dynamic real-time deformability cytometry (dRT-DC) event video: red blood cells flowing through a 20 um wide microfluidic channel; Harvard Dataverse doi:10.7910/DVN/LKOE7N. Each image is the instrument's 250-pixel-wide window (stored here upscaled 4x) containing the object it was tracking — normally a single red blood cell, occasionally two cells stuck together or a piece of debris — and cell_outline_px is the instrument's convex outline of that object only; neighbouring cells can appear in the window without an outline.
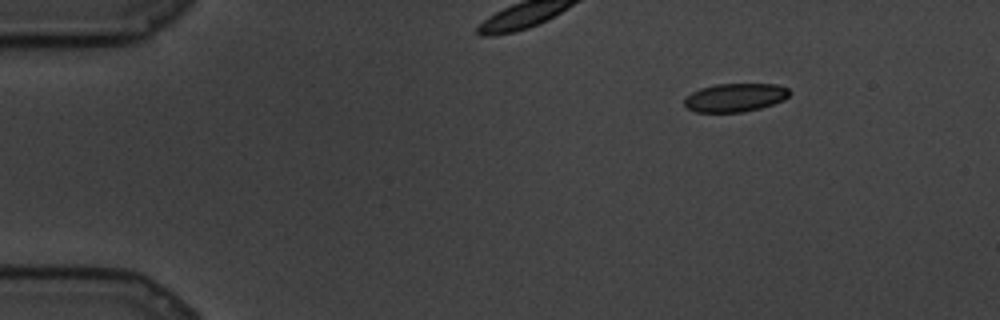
{"species": "common noctule bat (a hibernating species)", "species_latin": "Nyctalus noctula", "temperature_condition": "cold", "stored_images_in_passage": 71, "camera_frame_rate_fps": 3000, "um_per_image_px": 0.085, "animal": {"sex": "male", "body_mass_g": 19.5, "forearm_length_mm": 54.6}, "frame": {"image": 1, "passage_image": 1, "time_ms": 0.0, "image_size_px": [1000, 320], "cell_outline_px": [[792, 92], [784, 100], [760, 108], [744, 112], [696, 112], [688, 108], [684, 104], [684, 96], [700, 88], [716, 84], [776, 84], [788, 88]], "centroid_in_image_um": [62.48, 8.29], "position_along_channel_um": 22.5, "area_um2": 17.51}}
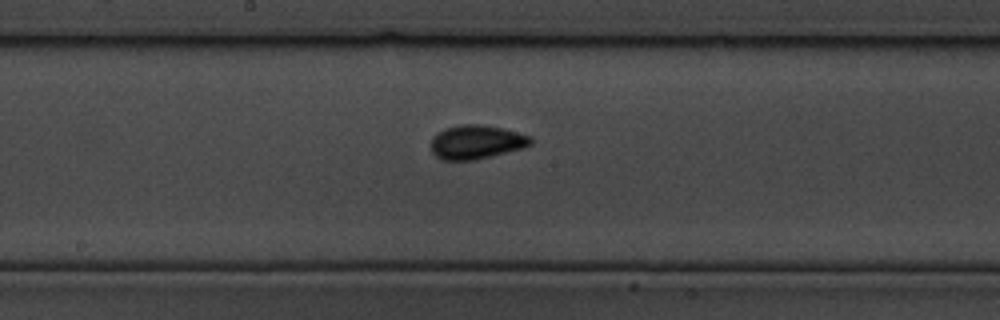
{"frame": {"image": 2, "passage_image": 35, "time_ms": 11.333, "image_size_px": [1000, 320], "cell_outline_px": [[532, 144], [524, 148], [472, 160], [444, 160], [436, 156], [432, 152], [432, 136], [436, 132], [444, 128], [460, 124], [476, 124], [500, 128], [532, 136]], "centroid_in_image_um": [40.47, 12.07], "position_along_channel_um": 207.7, "area_um2": 19.59}}
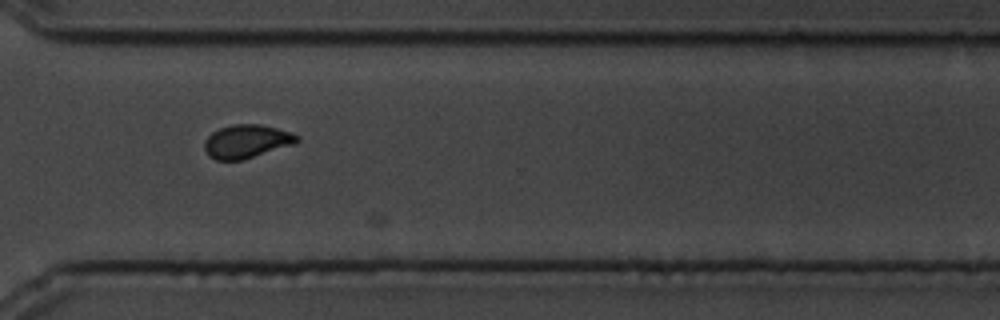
{"frame": {"image": 3, "passage_image": 53, "time_ms": 17.333, "image_size_px": [1000, 320], "cell_outline_px": [[300, 140], [296, 144], [244, 160], [216, 160], [208, 156], [204, 148], [204, 140], [212, 132], [220, 128], [232, 124], [260, 124], [292, 132], [300, 136]], "centroid_in_image_um": [20.99, 12.02], "position_along_channel_um": 349.6, "area_um2": 18.38}}